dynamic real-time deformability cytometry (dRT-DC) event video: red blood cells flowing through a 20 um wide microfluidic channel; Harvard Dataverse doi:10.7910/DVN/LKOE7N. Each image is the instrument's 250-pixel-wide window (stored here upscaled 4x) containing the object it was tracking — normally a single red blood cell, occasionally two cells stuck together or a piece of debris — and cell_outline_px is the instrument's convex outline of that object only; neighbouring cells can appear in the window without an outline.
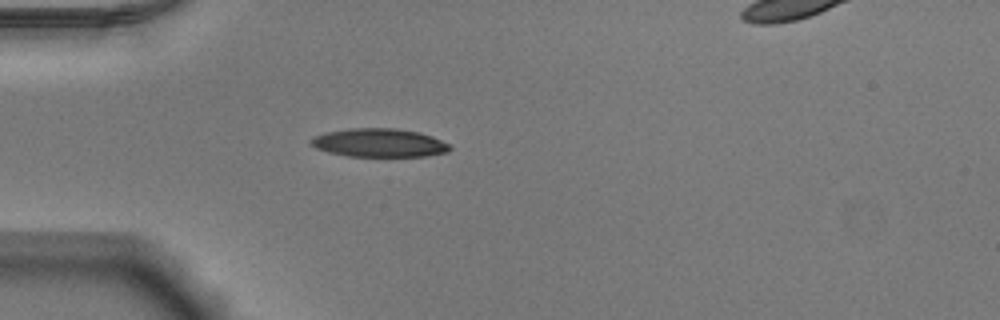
{"species": "Egyptian fruit bat (a non-hibernating species)", "species_latin": "Rousettus aegyptiacus", "temperature_condition": "warm", "stored_images_in_passage": 39, "camera_frame_rate_fps": 3000, "um_per_image_px": 0.085, "animal": {"sex": "male"}, "frame": {"image": 1, "passage_image": 1, "time_ms": 0.0, "image_size_px": [1000, 320], "cell_outline_px": [[452, 148], [448, 152], [428, 156], [348, 156], [328, 152], [316, 148], [312, 144], [312, 136], [324, 132], [348, 128], [396, 128], [420, 132], [432, 136], [452, 144]], "centroid_in_image_um": [32.28, 12.13], "position_along_channel_um": 52.7, "area_um2": 23.29}}
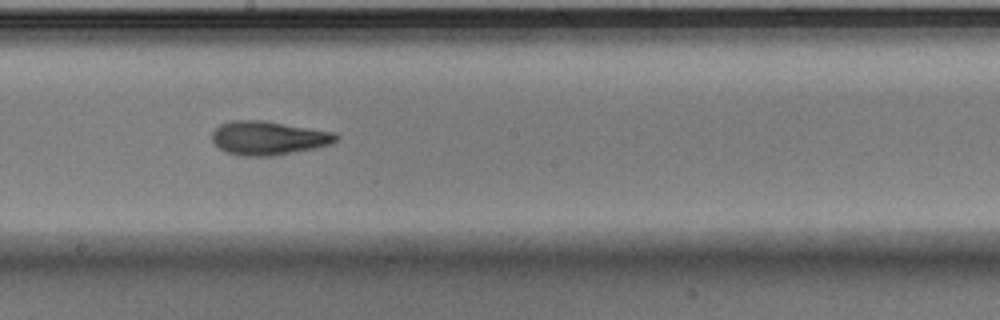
{"frame": {"image": 2, "passage_image": 15, "time_ms": 4.667, "image_size_px": [1000, 320], "cell_outline_px": [[340, 136], [336, 140], [328, 144], [316, 148], [272, 156], [244, 156], [224, 152], [212, 140], [212, 132], [220, 124], [232, 120], [264, 120], [332, 132]], "centroid_in_image_um": [22.77, 11.73], "position_along_channel_um": 225.4, "area_um2": 24.28}}
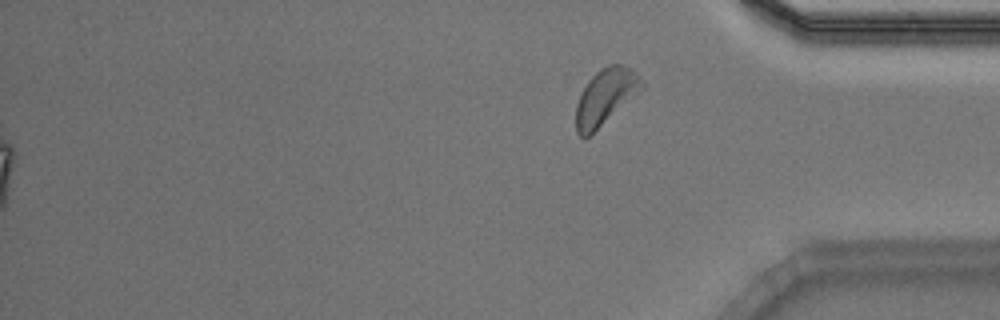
{"frame": {"image": 3, "passage_image": 39, "time_ms": 12.667, "image_size_px": [1000, 320], "cell_outline_px": [[644, 88], [588, 136], [580, 136], [576, 132], [576, 104], [588, 80], [600, 68], [608, 64], [620, 64], [632, 68], [644, 80]], "centroid_in_image_um": [51.49, 8.17], "position_along_channel_um": 383.7, "area_um2": 21.15}, "authors_computed_cell_mechanics": {"area_um2": 23.698, "velocity_mm_per_s": 3.9217, "shape_relaxation_time_tau1_ms": 4.2333, "shape_relaxation_time_tau2_ms": 2.453, "deformation_change_tau1": 0.1694, "deformation_change_tau2": 0.1065}}